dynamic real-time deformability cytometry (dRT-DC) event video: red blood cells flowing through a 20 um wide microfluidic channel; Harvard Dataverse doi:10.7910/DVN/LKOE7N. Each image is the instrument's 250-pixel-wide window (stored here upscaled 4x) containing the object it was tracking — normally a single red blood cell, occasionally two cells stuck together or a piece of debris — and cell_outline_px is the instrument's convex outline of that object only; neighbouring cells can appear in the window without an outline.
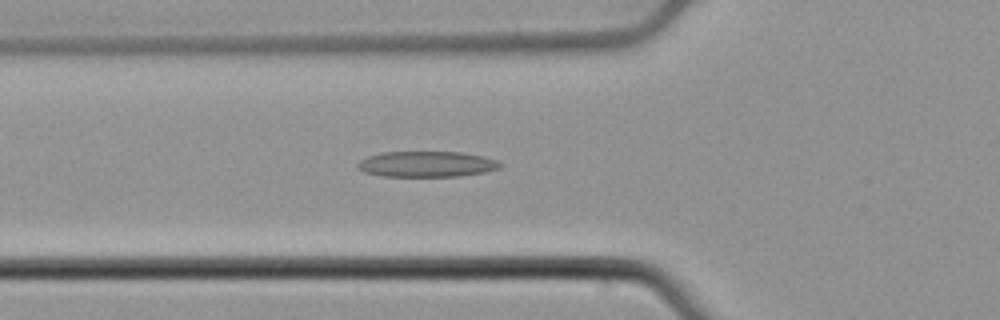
{"species": "common noctule bat (a hibernating species)", "species_latin": "Nyctalus noctula", "temperature_condition": "cold", "stored_images_in_passage": 30, "camera_frame_rate_fps": 3000, "um_per_image_px": 0.085, "animal": {"sex": "male", "body_mass_g": 21.5, "forearm_length_mm": 52.0}, "frame": {"image": 1, "passage_image": 3, "time_ms": 0.667, "image_size_px": [1000, 320], "cell_outline_px": [[504, 164], [500, 168], [484, 172], [460, 176], [384, 176], [364, 172], [356, 168], [356, 164], [360, 160], [368, 156], [384, 152], [460, 152], [484, 156], [496, 160]], "centroid_in_image_um": [36.27, 13.95], "position_along_channel_um": 89.5, "area_um2": 21.39}}
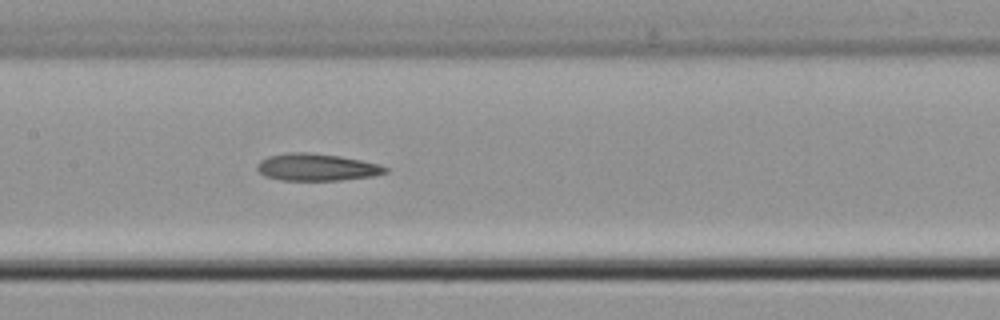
{"frame": {"image": 2, "passage_image": 10, "time_ms": 3.0, "image_size_px": [1000, 320], "cell_outline_px": [[388, 172], [372, 176], [340, 180], [280, 180], [264, 176], [256, 168], [256, 164], [260, 160], [268, 156], [288, 152], [308, 152], [340, 156], [380, 164], [388, 168]], "centroid_in_image_um": [26.89, 14.21], "position_along_channel_um": 180.5, "area_um2": 20.35}}
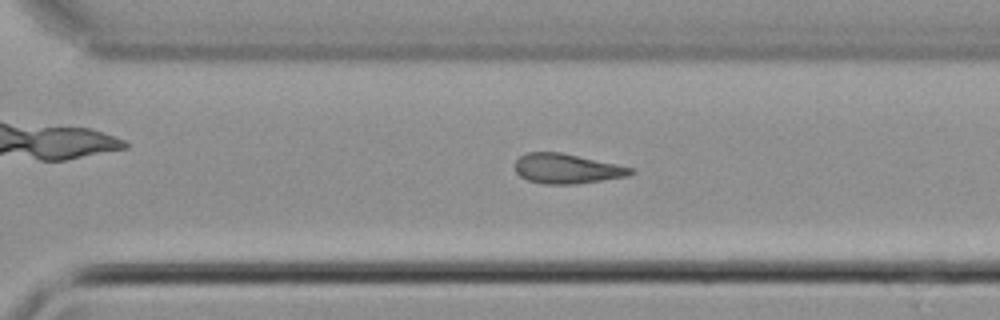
{"frame": {"image": 3, "passage_image": 21, "time_ms": 6.667, "image_size_px": [1000, 320], "cell_outline_px": [[636, 172], [628, 176], [572, 184], [544, 184], [528, 180], [520, 176], [516, 172], [516, 160], [520, 156], [528, 152], [560, 152], [616, 164], [632, 168]], "centroid_in_image_um": [48.16, 14.33], "position_along_channel_um": 322.4, "area_um2": 19.83}, "authors_computed_cell_mechanics": {"area_um2": 20.2878, "velocity_mm_per_s": 3.8825, "shape_relaxation_time_tau1_ms": null, "shape_relaxation_time_tau2_ms": 3.8493, "deformation_change_tau1": null, "deformation_change_tau2": 0.1403}}